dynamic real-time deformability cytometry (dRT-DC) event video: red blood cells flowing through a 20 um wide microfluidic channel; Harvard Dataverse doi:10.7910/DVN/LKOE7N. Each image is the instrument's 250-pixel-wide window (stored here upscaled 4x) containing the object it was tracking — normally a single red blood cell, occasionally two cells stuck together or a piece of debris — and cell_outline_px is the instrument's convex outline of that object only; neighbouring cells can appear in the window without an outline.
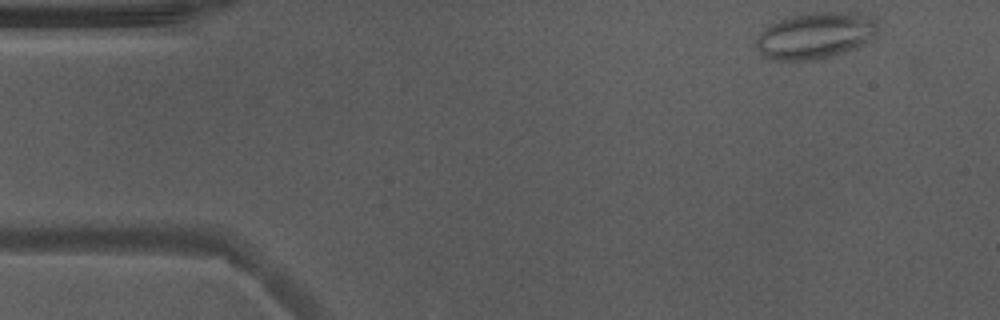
{"species": "Egyptian fruit bat (a non-hibernating species)", "species_latin": "Rousettus aegyptiacus", "temperature_condition": "warm", "stored_images_in_passage": 45, "camera_frame_rate_fps": 3000, "um_per_image_px": 0.085, "animal": {"sex": "male"}, "frame": {"image": 1, "passage_image": 1, "time_ms": 0.0, "image_size_px": [1000, 320], "cell_outline_px": [[876, 32], [856, 48], [832, 56], [816, 60], [772, 60], [764, 56], [756, 44], [756, 36], [760, 32], [772, 24], [780, 20], [792, 16], [816, 12], [832, 12], [872, 16], [876, 20]], "centroid_in_image_um": [69.26, 3.04], "position_along_channel_um": 15.7, "area_um2": 32.19}}
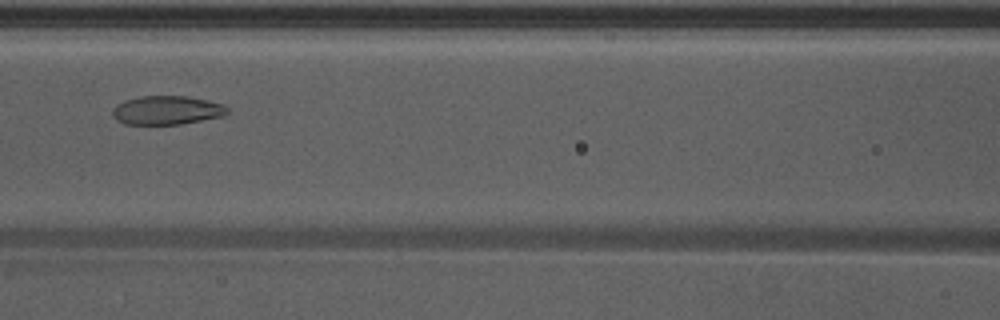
{"frame": {"image": 2, "passage_image": 19, "time_ms": 6.0, "image_size_px": [1000, 320], "cell_outline_px": [[228, 112], [224, 116], [180, 124], [124, 124], [116, 120], [112, 116], [112, 108], [116, 104], [124, 100], [140, 96], [188, 96], [208, 100], [224, 104], [228, 108]], "centroid_in_image_um": [14.17, 9.36], "position_along_channel_um": 152.4, "area_um2": 19.48}}
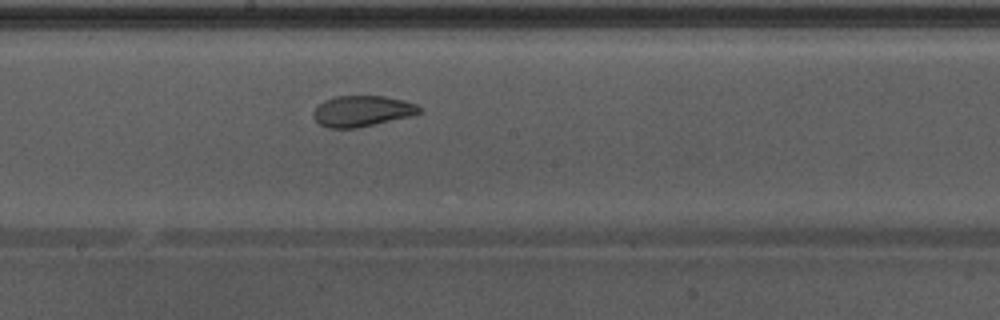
{"frame": {"image": 3, "passage_image": 24, "time_ms": 7.667, "image_size_px": [1000, 320], "cell_outline_px": [[420, 112], [412, 116], [356, 128], [328, 128], [320, 124], [312, 116], [312, 112], [324, 100], [336, 96], [384, 96], [416, 104], [420, 108]], "centroid_in_image_um": [30.75, 9.45], "position_along_channel_um": 217.5, "area_um2": 18.9}}